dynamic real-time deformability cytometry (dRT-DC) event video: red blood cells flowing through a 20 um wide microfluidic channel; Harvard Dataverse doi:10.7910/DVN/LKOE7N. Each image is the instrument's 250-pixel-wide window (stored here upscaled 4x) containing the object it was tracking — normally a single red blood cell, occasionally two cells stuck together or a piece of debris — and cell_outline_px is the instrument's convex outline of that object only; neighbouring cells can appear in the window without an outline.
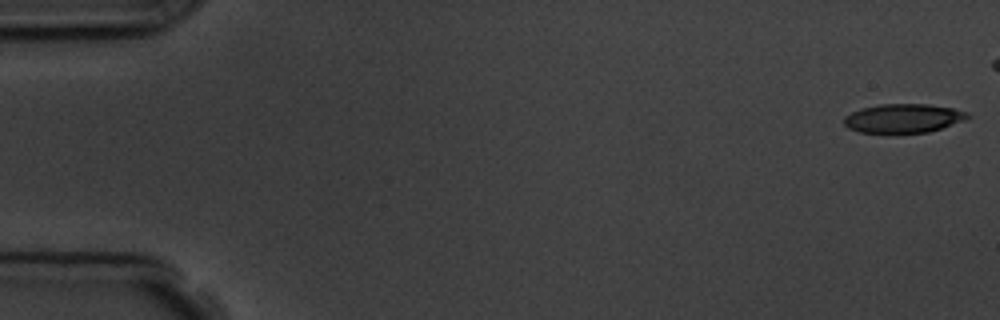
{"species": "common noctule bat (a hibernating species)", "species_latin": "Nyctalus noctula", "temperature_condition": "room temperature", "stored_images_in_passage": 4, "camera_frame_rate_fps": 3000, "um_per_image_px": 0.085, "animal": {"sex": "male", "body_mass_g": 19.5, "forearm_length_mm": 54.6}, "frame": {"image": 1, "passage_image": 1, "time_ms": 0.0, "image_size_px": [1000, 320], "cell_outline_px": [[972, 116], [964, 120], [928, 132], [896, 136], [892, 136], [860, 132], [848, 128], [844, 124], [844, 116], [860, 108], [880, 104], [928, 104], [952, 108], [968, 112]], "centroid_in_image_um": [76.73, 10.1], "position_along_channel_um": 8.3, "area_um2": 21.68}}